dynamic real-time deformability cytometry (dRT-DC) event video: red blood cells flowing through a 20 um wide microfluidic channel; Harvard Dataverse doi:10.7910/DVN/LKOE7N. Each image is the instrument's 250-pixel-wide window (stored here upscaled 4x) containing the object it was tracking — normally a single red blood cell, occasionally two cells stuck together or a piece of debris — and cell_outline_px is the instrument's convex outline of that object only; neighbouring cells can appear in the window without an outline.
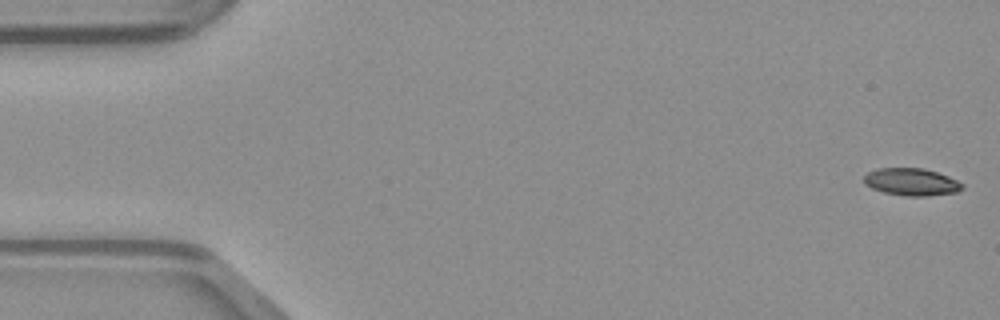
{"species": "common noctule bat (a hibernating species)", "species_latin": "Nyctalus noctula", "temperature_condition": "warm", "stored_images_in_passage": 19, "camera_frame_rate_fps": 3000, "um_per_image_px": 0.085, "animal": {"sex": "male", "body_mass_g": 23.1, "forearm_length_mm": 52.7}, "frame": {"image": 1, "passage_image": 1, "time_ms": 0.0, "image_size_px": [1000, 320], "cell_outline_px": [[964, 188], [956, 192], [928, 196], [904, 196], [884, 192], [872, 188], [864, 184], [864, 176], [868, 172], [876, 168], [924, 168], [948, 176], [964, 184]], "centroid_in_image_um": [77.47, 15.46], "position_along_channel_um": 7.5, "area_um2": 15.72}}
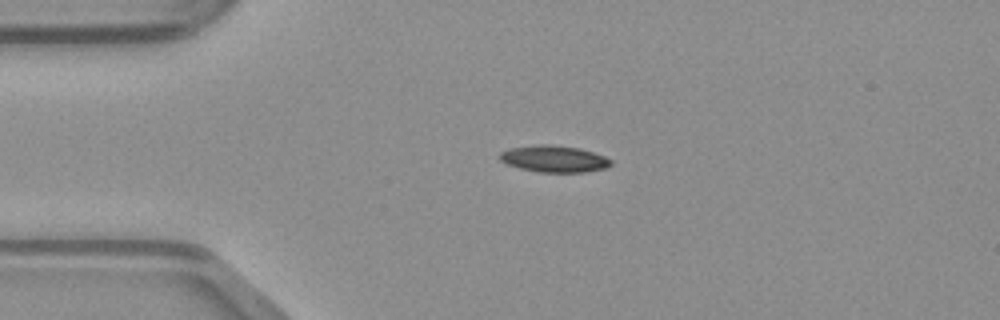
{"frame": {"image": 2, "passage_image": 11, "time_ms": 3.333, "image_size_px": [1000, 320], "cell_outline_px": [[612, 164], [604, 168], [584, 172], [540, 172], [520, 168], [508, 164], [500, 160], [496, 156], [500, 152], [508, 148], [536, 144], [548, 144], [580, 148], [604, 156], [612, 160]], "centroid_in_image_um": [47.05, 13.49], "position_along_channel_um": 38.0, "area_um2": 17.34}}